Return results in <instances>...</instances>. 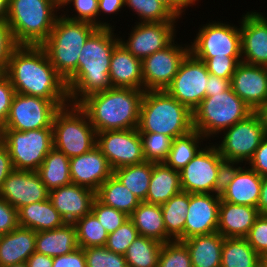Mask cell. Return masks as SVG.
<instances>
[{
  "label": "cell",
  "instance_id": "40",
  "mask_svg": "<svg viewBox=\"0 0 267 267\" xmlns=\"http://www.w3.org/2000/svg\"><path fill=\"white\" fill-rule=\"evenodd\" d=\"M73 224L76 228L77 242L80 248L105 246L108 233L92 212Z\"/></svg>",
  "mask_w": 267,
  "mask_h": 267
},
{
  "label": "cell",
  "instance_id": "18",
  "mask_svg": "<svg viewBox=\"0 0 267 267\" xmlns=\"http://www.w3.org/2000/svg\"><path fill=\"white\" fill-rule=\"evenodd\" d=\"M261 185L262 176L251 168L227 165L219 194L220 199L257 208Z\"/></svg>",
  "mask_w": 267,
  "mask_h": 267
},
{
  "label": "cell",
  "instance_id": "4",
  "mask_svg": "<svg viewBox=\"0 0 267 267\" xmlns=\"http://www.w3.org/2000/svg\"><path fill=\"white\" fill-rule=\"evenodd\" d=\"M137 129L175 139L193 130V113L165 90L145 91Z\"/></svg>",
  "mask_w": 267,
  "mask_h": 267
},
{
  "label": "cell",
  "instance_id": "37",
  "mask_svg": "<svg viewBox=\"0 0 267 267\" xmlns=\"http://www.w3.org/2000/svg\"><path fill=\"white\" fill-rule=\"evenodd\" d=\"M204 138L195 129L185 135L176 137L173 139L171 149L164 163L180 172L202 149L201 142H203L202 140L205 141Z\"/></svg>",
  "mask_w": 267,
  "mask_h": 267
},
{
  "label": "cell",
  "instance_id": "11",
  "mask_svg": "<svg viewBox=\"0 0 267 267\" xmlns=\"http://www.w3.org/2000/svg\"><path fill=\"white\" fill-rule=\"evenodd\" d=\"M221 143L215 144L228 165L247 163L265 137L263 122L257 112L224 130Z\"/></svg>",
  "mask_w": 267,
  "mask_h": 267
},
{
  "label": "cell",
  "instance_id": "6",
  "mask_svg": "<svg viewBox=\"0 0 267 267\" xmlns=\"http://www.w3.org/2000/svg\"><path fill=\"white\" fill-rule=\"evenodd\" d=\"M98 27L59 15L49 37L41 44L57 73L67 81L77 70L78 56Z\"/></svg>",
  "mask_w": 267,
  "mask_h": 267
},
{
  "label": "cell",
  "instance_id": "43",
  "mask_svg": "<svg viewBox=\"0 0 267 267\" xmlns=\"http://www.w3.org/2000/svg\"><path fill=\"white\" fill-rule=\"evenodd\" d=\"M157 267H192L186 245L177 240L163 243Z\"/></svg>",
  "mask_w": 267,
  "mask_h": 267
},
{
  "label": "cell",
  "instance_id": "22",
  "mask_svg": "<svg viewBox=\"0 0 267 267\" xmlns=\"http://www.w3.org/2000/svg\"><path fill=\"white\" fill-rule=\"evenodd\" d=\"M220 201L219 194L190 193L184 240L217 232Z\"/></svg>",
  "mask_w": 267,
  "mask_h": 267
},
{
  "label": "cell",
  "instance_id": "3",
  "mask_svg": "<svg viewBox=\"0 0 267 267\" xmlns=\"http://www.w3.org/2000/svg\"><path fill=\"white\" fill-rule=\"evenodd\" d=\"M144 90L112 87L87 96L78 105L96 132L138 128Z\"/></svg>",
  "mask_w": 267,
  "mask_h": 267
},
{
  "label": "cell",
  "instance_id": "29",
  "mask_svg": "<svg viewBox=\"0 0 267 267\" xmlns=\"http://www.w3.org/2000/svg\"><path fill=\"white\" fill-rule=\"evenodd\" d=\"M18 221L19 226L35 232L53 230L66 224L49 198L19 208Z\"/></svg>",
  "mask_w": 267,
  "mask_h": 267
},
{
  "label": "cell",
  "instance_id": "9",
  "mask_svg": "<svg viewBox=\"0 0 267 267\" xmlns=\"http://www.w3.org/2000/svg\"><path fill=\"white\" fill-rule=\"evenodd\" d=\"M1 132L2 144L8 149L15 170L37 171L54 147L53 128Z\"/></svg>",
  "mask_w": 267,
  "mask_h": 267
},
{
  "label": "cell",
  "instance_id": "34",
  "mask_svg": "<svg viewBox=\"0 0 267 267\" xmlns=\"http://www.w3.org/2000/svg\"><path fill=\"white\" fill-rule=\"evenodd\" d=\"M96 198L130 216L141 201L112 174L96 191Z\"/></svg>",
  "mask_w": 267,
  "mask_h": 267
},
{
  "label": "cell",
  "instance_id": "28",
  "mask_svg": "<svg viewBox=\"0 0 267 267\" xmlns=\"http://www.w3.org/2000/svg\"><path fill=\"white\" fill-rule=\"evenodd\" d=\"M76 228L73 223L62 227L36 232L35 251L50 257L71 253L77 249Z\"/></svg>",
  "mask_w": 267,
  "mask_h": 267
},
{
  "label": "cell",
  "instance_id": "7",
  "mask_svg": "<svg viewBox=\"0 0 267 267\" xmlns=\"http://www.w3.org/2000/svg\"><path fill=\"white\" fill-rule=\"evenodd\" d=\"M192 113L193 129L197 130L205 139H209L246 119L253 113V110L230 86L222 93L205 96Z\"/></svg>",
  "mask_w": 267,
  "mask_h": 267
},
{
  "label": "cell",
  "instance_id": "32",
  "mask_svg": "<svg viewBox=\"0 0 267 267\" xmlns=\"http://www.w3.org/2000/svg\"><path fill=\"white\" fill-rule=\"evenodd\" d=\"M190 203V193L181 191L160 205L166 229V242L183 241L186 214Z\"/></svg>",
  "mask_w": 267,
  "mask_h": 267
},
{
  "label": "cell",
  "instance_id": "12",
  "mask_svg": "<svg viewBox=\"0 0 267 267\" xmlns=\"http://www.w3.org/2000/svg\"><path fill=\"white\" fill-rule=\"evenodd\" d=\"M60 107L51 100L15 93L8 117L1 129L16 131L53 128Z\"/></svg>",
  "mask_w": 267,
  "mask_h": 267
},
{
  "label": "cell",
  "instance_id": "23",
  "mask_svg": "<svg viewBox=\"0 0 267 267\" xmlns=\"http://www.w3.org/2000/svg\"><path fill=\"white\" fill-rule=\"evenodd\" d=\"M70 177L74 184L97 191L113 174L107 158L97 146L69 160Z\"/></svg>",
  "mask_w": 267,
  "mask_h": 267
},
{
  "label": "cell",
  "instance_id": "30",
  "mask_svg": "<svg viewBox=\"0 0 267 267\" xmlns=\"http://www.w3.org/2000/svg\"><path fill=\"white\" fill-rule=\"evenodd\" d=\"M180 173L164 162L154 163L149 189L144 202L162 205L181 192Z\"/></svg>",
  "mask_w": 267,
  "mask_h": 267
},
{
  "label": "cell",
  "instance_id": "38",
  "mask_svg": "<svg viewBox=\"0 0 267 267\" xmlns=\"http://www.w3.org/2000/svg\"><path fill=\"white\" fill-rule=\"evenodd\" d=\"M153 162L144 161L139 164L117 168L113 174L141 202L146 200L152 175Z\"/></svg>",
  "mask_w": 267,
  "mask_h": 267
},
{
  "label": "cell",
  "instance_id": "60",
  "mask_svg": "<svg viewBox=\"0 0 267 267\" xmlns=\"http://www.w3.org/2000/svg\"><path fill=\"white\" fill-rule=\"evenodd\" d=\"M257 209L260 214L267 215V176L262 177L261 193L259 196Z\"/></svg>",
  "mask_w": 267,
  "mask_h": 267
},
{
  "label": "cell",
  "instance_id": "2",
  "mask_svg": "<svg viewBox=\"0 0 267 267\" xmlns=\"http://www.w3.org/2000/svg\"><path fill=\"white\" fill-rule=\"evenodd\" d=\"M112 29L98 27L82 47L77 70L66 81L70 104H79L91 94L112 88L110 60L119 43V36L116 37Z\"/></svg>",
  "mask_w": 267,
  "mask_h": 267
},
{
  "label": "cell",
  "instance_id": "36",
  "mask_svg": "<svg viewBox=\"0 0 267 267\" xmlns=\"http://www.w3.org/2000/svg\"><path fill=\"white\" fill-rule=\"evenodd\" d=\"M262 257L249 245L246 238H224L221 267H257Z\"/></svg>",
  "mask_w": 267,
  "mask_h": 267
},
{
  "label": "cell",
  "instance_id": "14",
  "mask_svg": "<svg viewBox=\"0 0 267 267\" xmlns=\"http://www.w3.org/2000/svg\"><path fill=\"white\" fill-rule=\"evenodd\" d=\"M175 39L164 49L142 60V78L144 91L165 90L177 74L190 46L176 45ZM183 46V47H182Z\"/></svg>",
  "mask_w": 267,
  "mask_h": 267
},
{
  "label": "cell",
  "instance_id": "50",
  "mask_svg": "<svg viewBox=\"0 0 267 267\" xmlns=\"http://www.w3.org/2000/svg\"><path fill=\"white\" fill-rule=\"evenodd\" d=\"M19 46L6 21L0 22V73L5 74L12 52Z\"/></svg>",
  "mask_w": 267,
  "mask_h": 267
},
{
  "label": "cell",
  "instance_id": "45",
  "mask_svg": "<svg viewBox=\"0 0 267 267\" xmlns=\"http://www.w3.org/2000/svg\"><path fill=\"white\" fill-rule=\"evenodd\" d=\"M139 236L135 225L127 219L114 232L108 234L105 247L115 253L125 254L130 244Z\"/></svg>",
  "mask_w": 267,
  "mask_h": 267
},
{
  "label": "cell",
  "instance_id": "61",
  "mask_svg": "<svg viewBox=\"0 0 267 267\" xmlns=\"http://www.w3.org/2000/svg\"><path fill=\"white\" fill-rule=\"evenodd\" d=\"M9 0H0V22L7 21Z\"/></svg>",
  "mask_w": 267,
  "mask_h": 267
},
{
  "label": "cell",
  "instance_id": "39",
  "mask_svg": "<svg viewBox=\"0 0 267 267\" xmlns=\"http://www.w3.org/2000/svg\"><path fill=\"white\" fill-rule=\"evenodd\" d=\"M163 243L138 236L124 254L128 267H157Z\"/></svg>",
  "mask_w": 267,
  "mask_h": 267
},
{
  "label": "cell",
  "instance_id": "21",
  "mask_svg": "<svg viewBox=\"0 0 267 267\" xmlns=\"http://www.w3.org/2000/svg\"><path fill=\"white\" fill-rule=\"evenodd\" d=\"M260 13L250 11L242 15L241 55L244 63L267 67V17Z\"/></svg>",
  "mask_w": 267,
  "mask_h": 267
},
{
  "label": "cell",
  "instance_id": "41",
  "mask_svg": "<svg viewBox=\"0 0 267 267\" xmlns=\"http://www.w3.org/2000/svg\"><path fill=\"white\" fill-rule=\"evenodd\" d=\"M124 6L130 7L139 17V23L177 22V18L159 0H125Z\"/></svg>",
  "mask_w": 267,
  "mask_h": 267
},
{
  "label": "cell",
  "instance_id": "16",
  "mask_svg": "<svg viewBox=\"0 0 267 267\" xmlns=\"http://www.w3.org/2000/svg\"><path fill=\"white\" fill-rule=\"evenodd\" d=\"M96 146L107 158L112 170L145 161L137 128L108 130L96 134Z\"/></svg>",
  "mask_w": 267,
  "mask_h": 267
},
{
  "label": "cell",
  "instance_id": "51",
  "mask_svg": "<svg viewBox=\"0 0 267 267\" xmlns=\"http://www.w3.org/2000/svg\"><path fill=\"white\" fill-rule=\"evenodd\" d=\"M15 89L5 74L0 75V128L4 125L9 111Z\"/></svg>",
  "mask_w": 267,
  "mask_h": 267
},
{
  "label": "cell",
  "instance_id": "20",
  "mask_svg": "<svg viewBox=\"0 0 267 267\" xmlns=\"http://www.w3.org/2000/svg\"><path fill=\"white\" fill-rule=\"evenodd\" d=\"M230 86L253 112H257L267 104V67L240 62Z\"/></svg>",
  "mask_w": 267,
  "mask_h": 267
},
{
  "label": "cell",
  "instance_id": "54",
  "mask_svg": "<svg viewBox=\"0 0 267 267\" xmlns=\"http://www.w3.org/2000/svg\"><path fill=\"white\" fill-rule=\"evenodd\" d=\"M248 163L250 165L248 167L257 174L262 177L267 176V136L264 137Z\"/></svg>",
  "mask_w": 267,
  "mask_h": 267
},
{
  "label": "cell",
  "instance_id": "66",
  "mask_svg": "<svg viewBox=\"0 0 267 267\" xmlns=\"http://www.w3.org/2000/svg\"><path fill=\"white\" fill-rule=\"evenodd\" d=\"M2 144V132H1V128H0V145Z\"/></svg>",
  "mask_w": 267,
  "mask_h": 267
},
{
  "label": "cell",
  "instance_id": "49",
  "mask_svg": "<svg viewBox=\"0 0 267 267\" xmlns=\"http://www.w3.org/2000/svg\"><path fill=\"white\" fill-rule=\"evenodd\" d=\"M245 238L261 257L267 255V215L260 214L257 217Z\"/></svg>",
  "mask_w": 267,
  "mask_h": 267
},
{
  "label": "cell",
  "instance_id": "52",
  "mask_svg": "<svg viewBox=\"0 0 267 267\" xmlns=\"http://www.w3.org/2000/svg\"><path fill=\"white\" fill-rule=\"evenodd\" d=\"M19 227L18 210L0 197V235Z\"/></svg>",
  "mask_w": 267,
  "mask_h": 267
},
{
  "label": "cell",
  "instance_id": "35",
  "mask_svg": "<svg viewBox=\"0 0 267 267\" xmlns=\"http://www.w3.org/2000/svg\"><path fill=\"white\" fill-rule=\"evenodd\" d=\"M69 160L54 147L46 155L36 172L49 191L72 183Z\"/></svg>",
  "mask_w": 267,
  "mask_h": 267
},
{
  "label": "cell",
  "instance_id": "19",
  "mask_svg": "<svg viewBox=\"0 0 267 267\" xmlns=\"http://www.w3.org/2000/svg\"><path fill=\"white\" fill-rule=\"evenodd\" d=\"M0 197L15 209L49 198V190L36 171L13 170L0 188Z\"/></svg>",
  "mask_w": 267,
  "mask_h": 267
},
{
  "label": "cell",
  "instance_id": "53",
  "mask_svg": "<svg viewBox=\"0 0 267 267\" xmlns=\"http://www.w3.org/2000/svg\"><path fill=\"white\" fill-rule=\"evenodd\" d=\"M52 267H87L84 249L78 247L71 253L53 257Z\"/></svg>",
  "mask_w": 267,
  "mask_h": 267
},
{
  "label": "cell",
  "instance_id": "57",
  "mask_svg": "<svg viewBox=\"0 0 267 267\" xmlns=\"http://www.w3.org/2000/svg\"><path fill=\"white\" fill-rule=\"evenodd\" d=\"M165 7H167L177 18L182 17L188 6L195 5L198 0H159Z\"/></svg>",
  "mask_w": 267,
  "mask_h": 267
},
{
  "label": "cell",
  "instance_id": "1",
  "mask_svg": "<svg viewBox=\"0 0 267 267\" xmlns=\"http://www.w3.org/2000/svg\"><path fill=\"white\" fill-rule=\"evenodd\" d=\"M5 75L15 93L48 99L60 108L69 104L66 81L41 45H19L11 54Z\"/></svg>",
  "mask_w": 267,
  "mask_h": 267
},
{
  "label": "cell",
  "instance_id": "25",
  "mask_svg": "<svg viewBox=\"0 0 267 267\" xmlns=\"http://www.w3.org/2000/svg\"><path fill=\"white\" fill-rule=\"evenodd\" d=\"M259 215L256 207L233 204L221 199L217 232L224 238H245Z\"/></svg>",
  "mask_w": 267,
  "mask_h": 267
},
{
  "label": "cell",
  "instance_id": "8",
  "mask_svg": "<svg viewBox=\"0 0 267 267\" xmlns=\"http://www.w3.org/2000/svg\"><path fill=\"white\" fill-rule=\"evenodd\" d=\"M54 148L67 157L80 156L96 146V130L78 104L61 107L53 120Z\"/></svg>",
  "mask_w": 267,
  "mask_h": 267
},
{
  "label": "cell",
  "instance_id": "63",
  "mask_svg": "<svg viewBox=\"0 0 267 267\" xmlns=\"http://www.w3.org/2000/svg\"><path fill=\"white\" fill-rule=\"evenodd\" d=\"M4 267H28L27 263H20V264H13V265H8V266H4Z\"/></svg>",
  "mask_w": 267,
  "mask_h": 267
},
{
  "label": "cell",
  "instance_id": "10",
  "mask_svg": "<svg viewBox=\"0 0 267 267\" xmlns=\"http://www.w3.org/2000/svg\"><path fill=\"white\" fill-rule=\"evenodd\" d=\"M227 165L215 144L206 145L179 172L182 191L220 194Z\"/></svg>",
  "mask_w": 267,
  "mask_h": 267
},
{
  "label": "cell",
  "instance_id": "62",
  "mask_svg": "<svg viewBox=\"0 0 267 267\" xmlns=\"http://www.w3.org/2000/svg\"><path fill=\"white\" fill-rule=\"evenodd\" d=\"M257 113L259 114L262 122H263V128L265 132V136H267V104L262 106Z\"/></svg>",
  "mask_w": 267,
  "mask_h": 267
},
{
  "label": "cell",
  "instance_id": "26",
  "mask_svg": "<svg viewBox=\"0 0 267 267\" xmlns=\"http://www.w3.org/2000/svg\"><path fill=\"white\" fill-rule=\"evenodd\" d=\"M142 61L120 42L113 49L109 77L112 87L143 90Z\"/></svg>",
  "mask_w": 267,
  "mask_h": 267
},
{
  "label": "cell",
  "instance_id": "31",
  "mask_svg": "<svg viewBox=\"0 0 267 267\" xmlns=\"http://www.w3.org/2000/svg\"><path fill=\"white\" fill-rule=\"evenodd\" d=\"M189 250L192 267H221L224 237L218 232L182 241Z\"/></svg>",
  "mask_w": 267,
  "mask_h": 267
},
{
  "label": "cell",
  "instance_id": "56",
  "mask_svg": "<svg viewBox=\"0 0 267 267\" xmlns=\"http://www.w3.org/2000/svg\"><path fill=\"white\" fill-rule=\"evenodd\" d=\"M230 87V80L220 78L218 76L209 74L208 85H206L205 96H213V94L222 93Z\"/></svg>",
  "mask_w": 267,
  "mask_h": 267
},
{
  "label": "cell",
  "instance_id": "5",
  "mask_svg": "<svg viewBox=\"0 0 267 267\" xmlns=\"http://www.w3.org/2000/svg\"><path fill=\"white\" fill-rule=\"evenodd\" d=\"M61 9L56 0H9L7 23L19 45H41Z\"/></svg>",
  "mask_w": 267,
  "mask_h": 267
},
{
  "label": "cell",
  "instance_id": "67",
  "mask_svg": "<svg viewBox=\"0 0 267 267\" xmlns=\"http://www.w3.org/2000/svg\"><path fill=\"white\" fill-rule=\"evenodd\" d=\"M257 267H266V266H265L264 263L262 262V263H260Z\"/></svg>",
  "mask_w": 267,
  "mask_h": 267
},
{
  "label": "cell",
  "instance_id": "33",
  "mask_svg": "<svg viewBox=\"0 0 267 267\" xmlns=\"http://www.w3.org/2000/svg\"><path fill=\"white\" fill-rule=\"evenodd\" d=\"M140 236L166 243V229L161 206L141 202L129 216Z\"/></svg>",
  "mask_w": 267,
  "mask_h": 267
},
{
  "label": "cell",
  "instance_id": "64",
  "mask_svg": "<svg viewBox=\"0 0 267 267\" xmlns=\"http://www.w3.org/2000/svg\"><path fill=\"white\" fill-rule=\"evenodd\" d=\"M57 1V4L60 8H65V4L68 0H56Z\"/></svg>",
  "mask_w": 267,
  "mask_h": 267
},
{
  "label": "cell",
  "instance_id": "17",
  "mask_svg": "<svg viewBox=\"0 0 267 267\" xmlns=\"http://www.w3.org/2000/svg\"><path fill=\"white\" fill-rule=\"evenodd\" d=\"M176 22L135 23L128 40L121 37L119 42L134 56L144 60L151 54L164 49L173 40ZM124 40V41H123Z\"/></svg>",
  "mask_w": 267,
  "mask_h": 267
},
{
  "label": "cell",
  "instance_id": "65",
  "mask_svg": "<svg viewBox=\"0 0 267 267\" xmlns=\"http://www.w3.org/2000/svg\"><path fill=\"white\" fill-rule=\"evenodd\" d=\"M262 262L267 267V255H265V256L262 257Z\"/></svg>",
  "mask_w": 267,
  "mask_h": 267
},
{
  "label": "cell",
  "instance_id": "13",
  "mask_svg": "<svg viewBox=\"0 0 267 267\" xmlns=\"http://www.w3.org/2000/svg\"><path fill=\"white\" fill-rule=\"evenodd\" d=\"M189 46L194 57H242L240 27L219 21L204 24Z\"/></svg>",
  "mask_w": 267,
  "mask_h": 267
},
{
  "label": "cell",
  "instance_id": "47",
  "mask_svg": "<svg viewBox=\"0 0 267 267\" xmlns=\"http://www.w3.org/2000/svg\"><path fill=\"white\" fill-rule=\"evenodd\" d=\"M91 212L98 218L108 234L114 232L129 219V216L124 212L101 203L97 198L93 202Z\"/></svg>",
  "mask_w": 267,
  "mask_h": 267
},
{
  "label": "cell",
  "instance_id": "59",
  "mask_svg": "<svg viewBox=\"0 0 267 267\" xmlns=\"http://www.w3.org/2000/svg\"><path fill=\"white\" fill-rule=\"evenodd\" d=\"M28 267H52L53 257L37 253L36 251L26 261Z\"/></svg>",
  "mask_w": 267,
  "mask_h": 267
},
{
  "label": "cell",
  "instance_id": "48",
  "mask_svg": "<svg viewBox=\"0 0 267 267\" xmlns=\"http://www.w3.org/2000/svg\"><path fill=\"white\" fill-rule=\"evenodd\" d=\"M203 61L207 67L209 74L218 76L220 78L229 79L231 81L236 67L242 62V57H195Z\"/></svg>",
  "mask_w": 267,
  "mask_h": 267
},
{
  "label": "cell",
  "instance_id": "44",
  "mask_svg": "<svg viewBox=\"0 0 267 267\" xmlns=\"http://www.w3.org/2000/svg\"><path fill=\"white\" fill-rule=\"evenodd\" d=\"M87 267H128L125 256L105 246L84 248Z\"/></svg>",
  "mask_w": 267,
  "mask_h": 267
},
{
  "label": "cell",
  "instance_id": "24",
  "mask_svg": "<svg viewBox=\"0 0 267 267\" xmlns=\"http://www.w3.org/2000/svg\"><path fill=\"white\" fill-rule=\"evenodd\" d=\"M96 192L74 183L49 191V199L66 223L91 213Z\"/></svg>",
  "mask_w": 267,
  "mask_h": 267
},
{
  "label": "cell",
  "instance_id": "58",
  "mask_svg": "<svg viewBox=\"0 0 267 267\" xmlns=\"http://www.w3.org/2000/svg\"><path fill=\"white\" fill-rule=\"evenodd\" d=\"M125 0H98V17L101 12L104 14H114L121 11L124 6Z\"/></svg>",
  "mask_w": 267,
  "mask_h": 267
},
{
  "label": "cell",
  "instance_id": "27",
  "mask_svg": "<svg viewBox=\"0 0 267 267\" xmlns=\"http://www.w3.org/2000/svg\"><path fill=\"white\" fill-rule=\"evenodd\" d=\"M36 232L19 226L0 235V267L24 263L35 252Z\"/></svg>",
  "mask_w": 267,
  "mask_h": 267
},
{
  "label": "cell",
  "instance_id": "42",
  "mask_svg": "<svg viewBox=\"0 0 267 267\" xmlns=\"http://www.w3.org/2000/svg\"><path fill=\"white\" fill-rule=\"evenodd\" d=\"M145 161L161 163L167 159L173 138L150 132H139Z\"/></svg>",
  "mask_w": 267,
  "mask_h": 267
},
{
  "label": "cell",
  "instance_id": "15",
  "mask_svg": "<svg viewBox=\"0 0 267 267\" xmlns=\"http://www.w3.org/2000/svg\"><path fill=\"white\" fill-rule=\"evenodd\" d=\"M208 77L205 63L189 53L165 91L193 111L205 98Z\"/></svg>",
  "mask_w": 267,
  "mask_h": 267
},
{
  "label": "cell",
  "instance_id": "55",
  "mask_svg": "<svg viewBox=\"0 0 267 267\" xmlns=\"http://www.w3.org/2000/svg\"><path fill=\"white\" fill-rule=\"evenodd\" d=\"M14 170V166L9 155L8 149L1 144L0 145V188L8 175Z\"/></svg>",
  "mask_w": 267,
  "mask_h": 267
},
{
  "label": "cell",
  "instance_id": "46",
  "mask_svg": "<svg viewBox=\"0 0 267 267\" xmlns=\"http://www.w3.org/2000/svg\"><path fill=\"white\" fill-rule=\"evenodd\" d=\"M73 3L77 15L62 14L65 18L74 21H84L97 27L112 28L110 23L98 20V0H68L66 6ZM67 15V16H66ZM70 16V17H69Z\"/></svg>",
  "mask_w": 267,
  "mask_h": 267
}]
</instances>
